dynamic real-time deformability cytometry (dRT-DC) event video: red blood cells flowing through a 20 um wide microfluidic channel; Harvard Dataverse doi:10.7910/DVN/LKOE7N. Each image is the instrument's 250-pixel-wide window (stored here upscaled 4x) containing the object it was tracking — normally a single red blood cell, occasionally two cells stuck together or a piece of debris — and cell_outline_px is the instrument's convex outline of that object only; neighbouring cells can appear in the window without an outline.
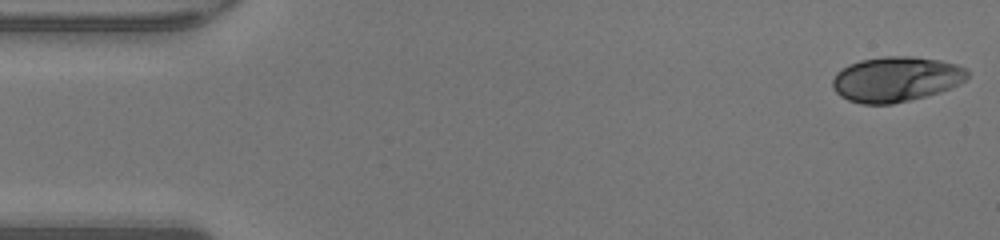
{"species": "human", "species_latin": "Homo sapiens", "temperature_condition": "warm", "stored_images_in_passage": 47, "camera_frame_rate_fps": 3000, "um_per_image_px": 0.085, "donor": {"sex": "male"}, "frame": {"image": 1, "passage_image": 1, "time_ms": 0.0, "image_size_px": [1000, 240], "cell_outline_px": [[968, 76], [960, 84], [940, 92], [892, 104], [860, 104], [848, 100], [840, 96], [832, 88], [832, 80], [836, 72], [848, 64], [860, 60], [884, 56], [912, 56], [940, 60], [956, 64], [968, 68]], "centroid_in_image_um": [76.14, 6.72], "position_along_channel_um": 8.9, "area_um2": 35.72}}
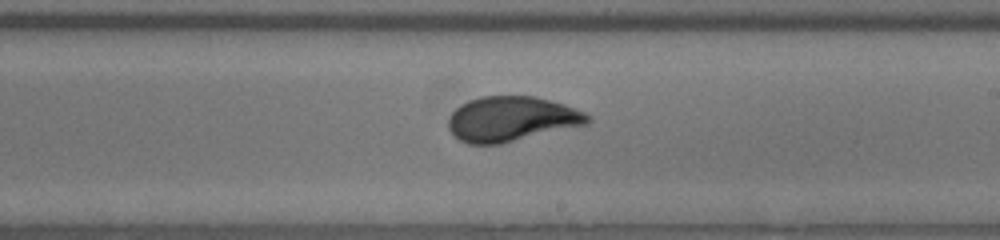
{"frame": {"image": 2, "passage_image": 27, "time_ms": 8.667, "image_size_px": [1000, 240], "cell_outline_px": [[592, 120], [588, 124], [500, 144], [468, 144], [460, 140], [448, 128], [448, 116], [456, 108], [468, 100], [480, 96], [536, 96], [564, 104], [584, 112], [592, 116]], "centroid_in_image_um": [43.49, 10.1], "position_along_channel_um": 245.5, "area_um2": 36.59}}
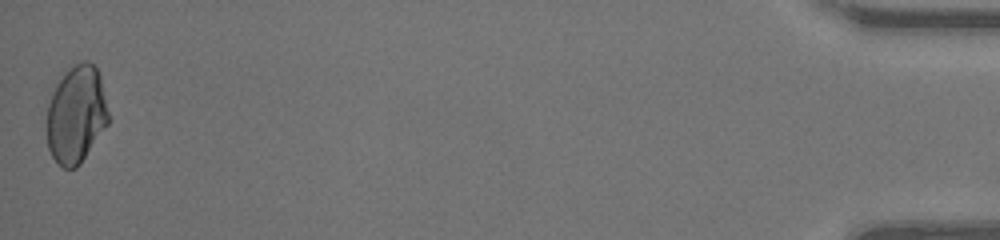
{"frame": {"image": 3, "passage_image": 47, "time_ms": 15.333, "image_size_px": [1000, 240], "cell_outline_px": [[108, 124], [80, 164], [76, 168], [64, 168], [52, 156], [48, 148], [44, 128], [48, 104], [56, 84], [76, 64], [84, 60], [88, 60], [96, 68], [100, 76], [108, 112]], "centroid_in_image_um": [6.45, 9.78], "position_along_channel_um": 428.8, "area_um2": 34.91}, "authors_computed_cell_mechanics": {"area_um2": 35.7204, "velocity_mm_per_s": 4.3214, "shape_relaxation_time_tau1_ms": 7.0828, "shape_relaxation_time_tau2_ms": null, "deformation_change_tau1": 0.2607, "deformation_change_tau2": null}}